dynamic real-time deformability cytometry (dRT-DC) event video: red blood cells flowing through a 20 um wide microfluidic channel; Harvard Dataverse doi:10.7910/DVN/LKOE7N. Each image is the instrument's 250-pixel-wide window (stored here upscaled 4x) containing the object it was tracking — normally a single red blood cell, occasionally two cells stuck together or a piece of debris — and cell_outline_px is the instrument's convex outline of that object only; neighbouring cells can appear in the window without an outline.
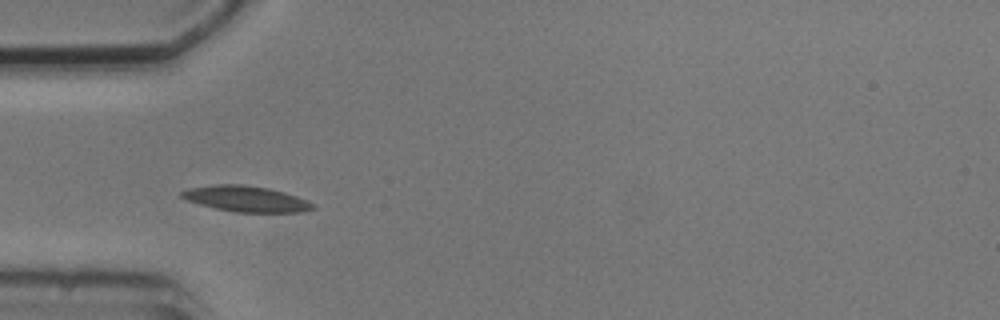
{"species": "common noctule bat (a hibernating species)", "species_latin": "Nyctalus noctula", "temperature_condition": "cold", "stored_images_in_passage": 4, "camera_frame_rate_fps": 3000, "um_per_image_px": 0.085, "animal": {"sex": "male", "body_mass_g": 20.5, "forearm_length_mm": 52.5}, "frame": {"image": 1, "passage_image": 3, "time_ms": 2.333, "image_size_px": [1000, 320], "cell_outline_px": [[316, 208], [304, 212], [236, 212], [216, 208], [200, 204], [188, 200], [180, 196], [180, 192], [188, 188], [216, 184], [244, 184], [268, 188], [284, 192], [308, 200], [316, 204]], "centroid_in_image_um": [20.96, 16.9], "position_along_channel_um": 64.0, "area_um2": 19.77}}
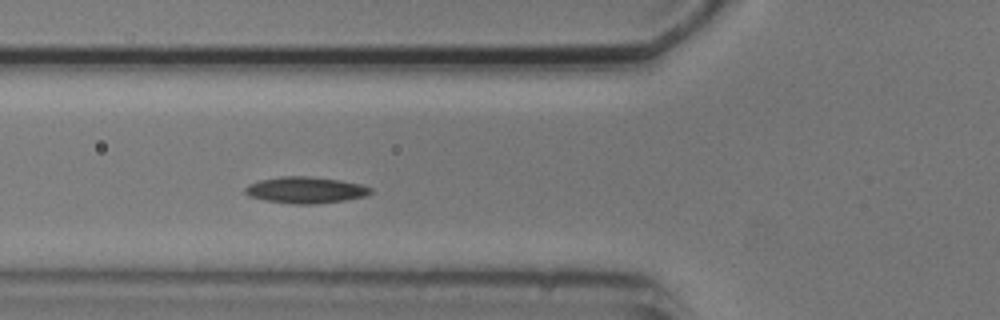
{"frame": {"image": 2, "passage_image": 4, "time_ms": 3.333, "image_size_px": [1000, 320], "cell_outline_px": [[372, 192], [364, 196], [344, 200], [312, 204], [292, 204], [264, 200], [248, 196], [244, 192], [244, 188], [248, 184], [260, 180], [280, 176], [308, 176], [340, 180], [360, 184], [372, 188]], "centroid_in_image_um": [25.92, 16.15], "position_along_channel_um": 99.9, "area_um2": 19.31}}